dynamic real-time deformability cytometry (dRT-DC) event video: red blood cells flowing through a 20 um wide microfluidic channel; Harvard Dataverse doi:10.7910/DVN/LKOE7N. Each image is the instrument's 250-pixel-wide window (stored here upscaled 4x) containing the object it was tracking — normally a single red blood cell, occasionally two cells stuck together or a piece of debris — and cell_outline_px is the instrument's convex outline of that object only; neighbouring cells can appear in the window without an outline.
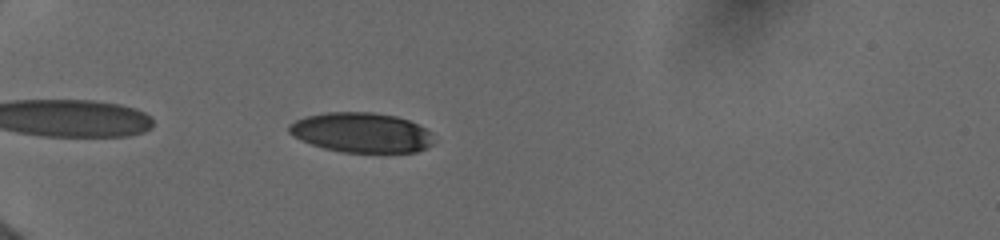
{"species": "human", "species_latin": "Homo sapiens", "temperature_condition": "cold", "stored_images_in_passage": 13, "camera_frame_rate_fps": 3000, "um_per_image_px": 0.085, "donor": {"sex": "female"}, "frame": {"image": 1, "passage_image": 2, "time_ms": 0.667, "image_size_px": [1000, 240], "cell_outline_px": [[432, 144], [428, 148], [416, 152], [344, 152], [324, 148], [300, 140], [292, 136], [288, 132], [288, 124], [304, 116], [324, 112], [372, 112], [396, 116], [408, 120], [432, 132]], "centroid_in_image_um": [30.69, 11.26], "position_along_channel_um": 54.3, "area_um2": 33.76}}
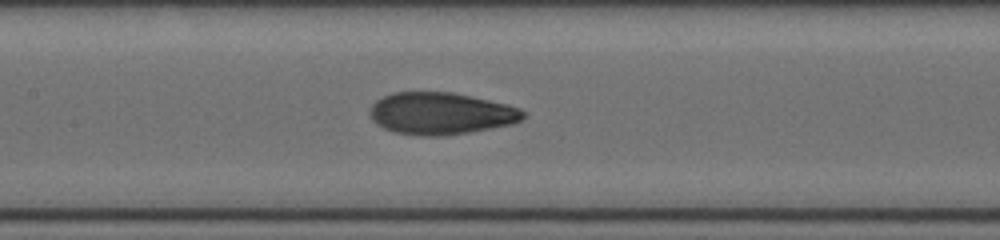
{"frame": {"image": 2, "passage_image": 7, "time_ms": 4.333, "image_size_px": [1000, 240], "cell_outline_px": [[524, 116], [520, 120], [512, 124], [468, 132], [444, 136], [424, 136], [396, 132], [384, 128], [376, 124], [372, 120], [368, 112], [372, 104], [376, 100], [392, 92], [452, 92], [508, 104], [520, 108], [524, 112]], "centroid_in_image_um": [37.44, 9.64], "position_along_channel_um": 170.0, "area_um2": 37.51}}
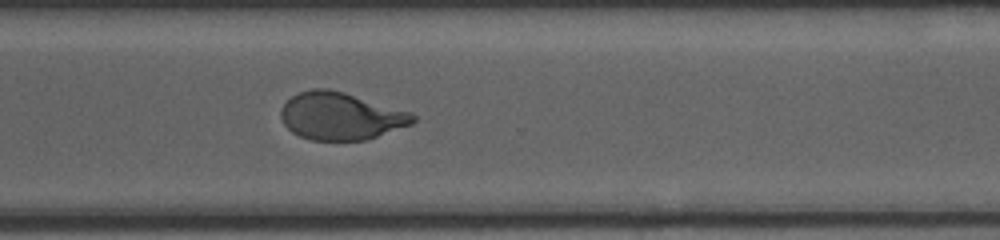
{"frame": {"image": 3, "passage_image": 13, "time_ms": 8.667, "image_size_px": [1000, 240], "cell_outline_px": [[416, 120], [412, 124], [364, 140], [312, 140], [300, 136], [292, 132], [284, 124], [280, 116], [280, 108], [292, 96], [300, 92], [312, 88], [328, 88], [344, 92], [412, 112], [416, 116]], "centroid_in_image_um": [28.95, 9.86], "position_along_channel_um": 341.6, "area_um2": 36.41}}